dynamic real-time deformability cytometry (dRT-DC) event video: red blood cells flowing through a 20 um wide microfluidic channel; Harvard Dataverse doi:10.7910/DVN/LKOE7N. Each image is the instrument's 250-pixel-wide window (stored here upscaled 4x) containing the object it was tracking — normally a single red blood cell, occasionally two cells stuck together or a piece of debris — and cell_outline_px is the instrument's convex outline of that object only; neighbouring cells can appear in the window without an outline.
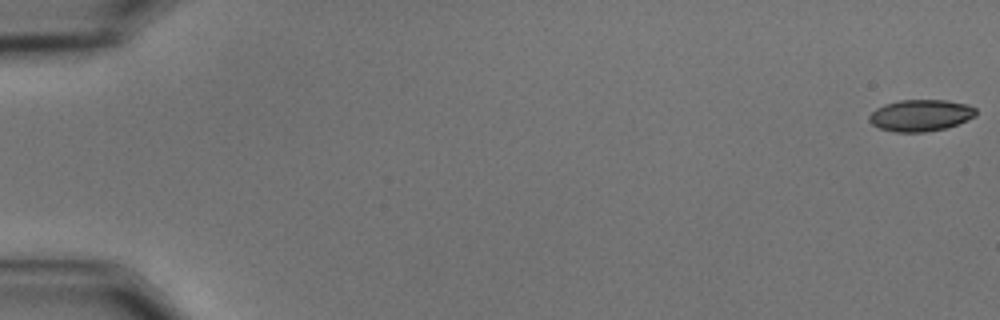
{"species": "common noctule bat (a hibernating species)", "species_latin": "Nyctalus noctula", "temperature_condition": "cold", "stored_images_in_passage": 58, "camera_frame_rate_fps": 3000, "um_per_image_px": 0.085, "animal": {"sex": "male", "body_mass_g": 15.6}, "frame": {"image": 1, "passage_image": 1, "time_ms": 0.0, "image_size_px": [1000, 320], "cell_outline_px": [[976, 116], [968, 120], [944, 128], [924, 132], [896, 132], [880, 128], [872, 124], [868, 120], [868, 116], [876, 108], [884, 104], [900, 100], [948, 100], [968, 104], [976, 108]], "centroid_in_image_um": [78.25, 9.79], "position_along_channel_um": 6.7, "area_um2": 19.71}}
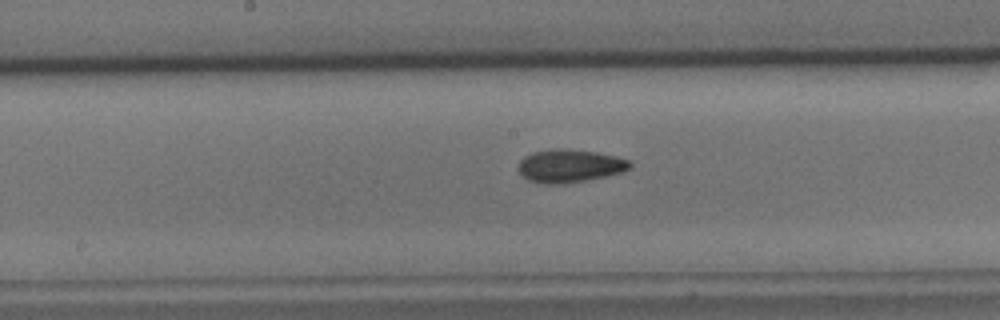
{"frame": {"image": 2, "passage_image": 31, "time_ms": 10.0, "image_size_px": [1000, 320], "cell_outline_px": [[632, 168], [620, 172], [604, 176], [564, 184], [548, 184], [528, 180], [520, 172], [520, 160], [524, 156], [532, 152], [560, 148], [568, 148], [596, 152], [616, 156], [628, 160], [632, 164]], "centroid_in_image_um": [48.44, 14.09], "position_along_channel_um": 199.8, "area_um2": 21.27}}
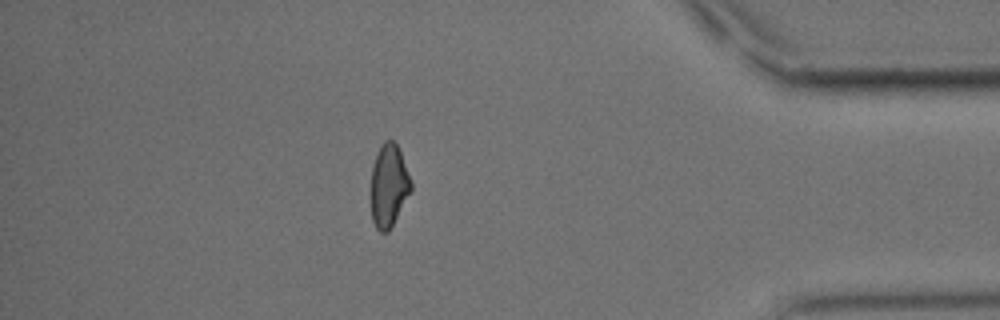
{"frame": {"image": 3, "passage_image": 51, "time_ms": 16.667, "image_size_px": [1000, 320], "cell_outline_px": [[412, 192], [388, 232], [380, 232], [376, 228], [372, 220], [372, 164], [376, 152], [380, 144], [384, 140], [392, 140], [400, 148], [412, 180]], "centroid_in_image_um": [33.08, 15.74], "position_along_channel_um": 402.1, "area_um2": 19.71}, "authors_computed_cell_mechanics": {"area_um2": 20.2878, "velocity_mm_per_s": 3.5373, "shape_relaxation_time_tau1_ms": 10.1688, "shape_relaxation_time_tau2_ms": 3.8968, "deformation_change_tau1": 0.1941, "deformation_change_tau2": 0.1005}}